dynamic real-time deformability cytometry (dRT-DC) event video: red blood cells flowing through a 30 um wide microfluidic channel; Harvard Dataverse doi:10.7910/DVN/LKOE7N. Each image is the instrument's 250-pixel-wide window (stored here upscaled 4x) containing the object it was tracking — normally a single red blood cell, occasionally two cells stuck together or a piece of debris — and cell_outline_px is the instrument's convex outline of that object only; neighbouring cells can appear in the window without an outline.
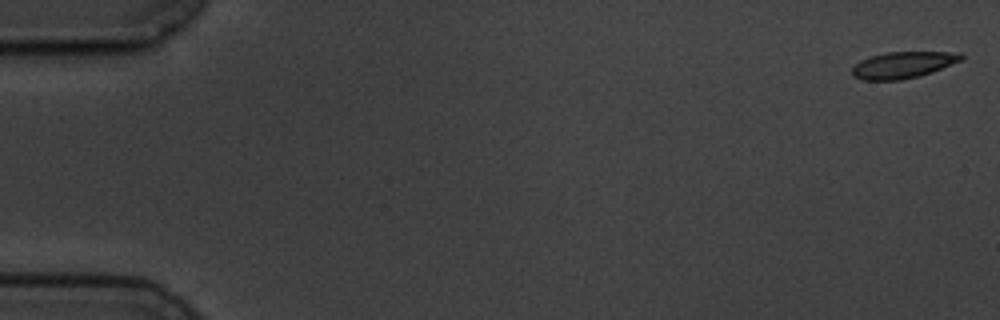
{"species": "common noctule bat (a hibernating species)", "species_latin": "Nyctalus noctula", "temperature_condition": "cold", "stored_images_in_passage": 9, "camera_frame_rate_fps": 3000, "um_per_image_px": 0.085, "animal": {"sex": "male", "body_mass_g": 19.5, "forearm_length_mm": 54.6}, "frame": {"image": 1, "passage_image": 1, "time_ms": 0.0, "image_size_px": [1000, 320], "cell_outline_px": [[964, 60], [932, 72], [920, 76], [900, 80], [864, 80], [852, 76], [852, 68], [860, 60], [868, 56], [888, 52], [960, 52], [964, 56]], "centroid_in_image_um": [76.78, 5.51], "position_along_channel_um": 8.2, "area_um2": 17.05}}
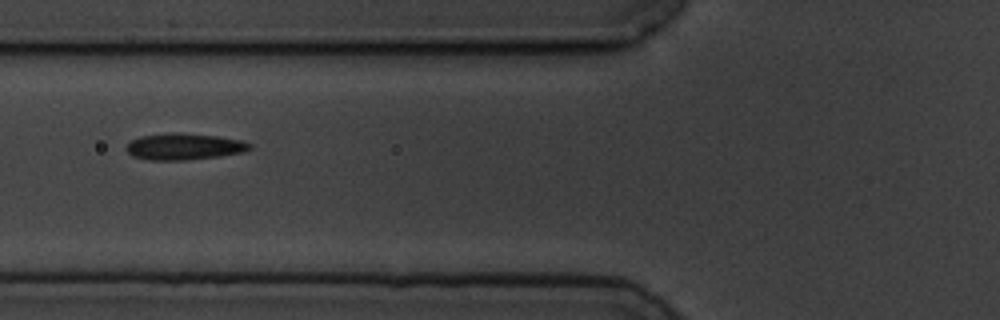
{"frame": {"image": 2, "passage_image": 7, "time_ms": 7.0, "image_size_px": [1000, 320], "cell_outline_px": [[252, 148], [244, 152], [220, 156], [188, 160], [148, 160], [132, 156], [124, 148], [132, 140], [140, 136], [172, 132], [180, 132], [216, 136], [244, 140], [252, 144]], "centroid_in_image_um": [15.67, 12.46], "position_along_channel_um": 110.1, "area_um2": 19.31}}
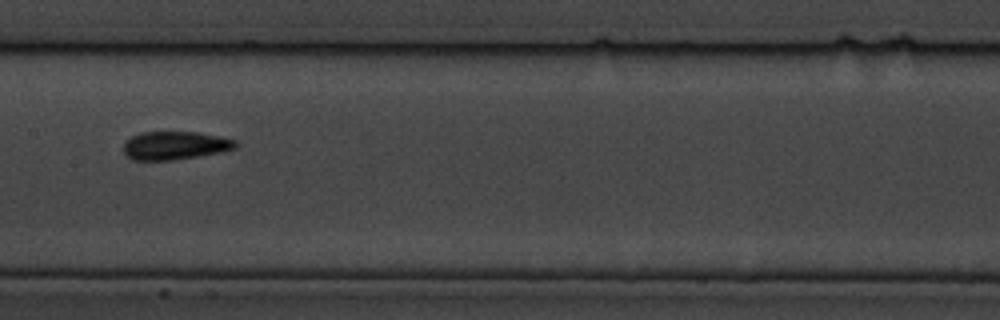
{"frame": {"image": 3, "passage_image": 9, "time_ms": 9.333, "image_size_px": [1000, 320], "cell_outline_px": [[240, 144], [236, 148], [220, 152], [172, 160], [132, 160], [124, 152], [124, 140], [140, 132], [196, 132], [220, 136], [236, 140]], "centroid_in_image_um": [14.88, 12.36], "position_along_channel_um": 192.5, "area_um2": 18.5}}